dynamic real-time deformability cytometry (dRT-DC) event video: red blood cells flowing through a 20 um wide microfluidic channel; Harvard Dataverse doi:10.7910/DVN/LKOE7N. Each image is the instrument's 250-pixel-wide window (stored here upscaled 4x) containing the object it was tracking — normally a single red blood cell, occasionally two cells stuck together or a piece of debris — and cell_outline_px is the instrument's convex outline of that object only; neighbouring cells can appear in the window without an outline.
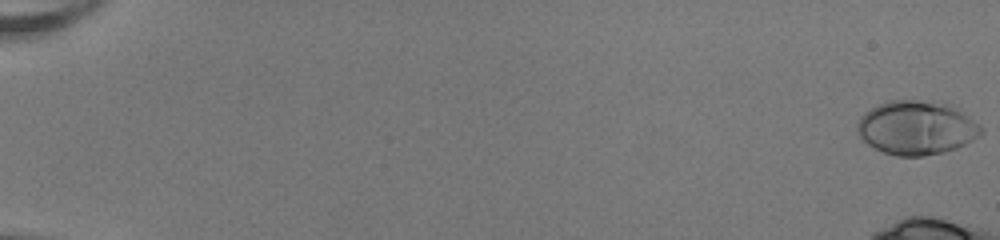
{"species": "human", "species_latin": "Homo sapiens", "temperature_condition": "room temperature", "stored_images_in_passage": 18, "camera_frame_rate_fps": 3000, "um_per_image_px": 0.085, "donor": {"sex": "female"}, "frame": {"image": 1, "passage_image": 1, "time_ms": 0.0, "image_size_px": [1000, 240], "cell_outline_px": [[984, 132], [980, 136], [956, 148], [944, 152], [924, 156], [896, 156], [884, 152], [868, 144], [856, 132], [856, 124], [860, 116], [864, 112], [876, 104], [888, 100], [940, 100], [952, 104], [980, 124], [984, 128]], "centroid_in_image_um": [77.92, 10.83], "position_along_channel_um": 7.1, "area_um2": 39.65}}
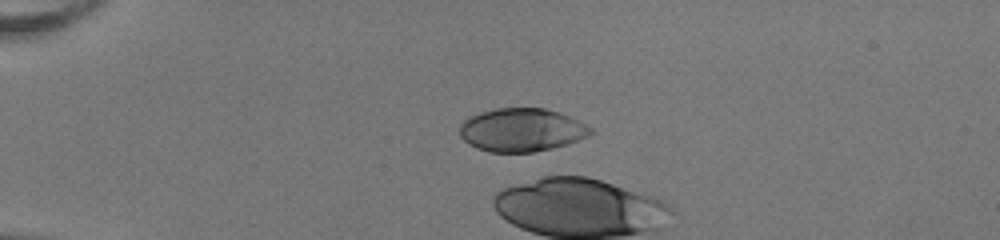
{"frame": {"image": 2, "passage_image": 15, "time_ms": 4.667, "image_size_px": [1000, 240], "cell_outline_px": [[592, 132], [588, 136], [568, 144], [552, 148], [532, 152], [488, 152], [476, 148], [468, 144], [460, 136], [460, 124], [464, 120], [480, 112], [496, 108], [544, 108], [560, 112], [592, 128]], "centroid_in_image_um": [44.31, 11.05], "position_along_channel_um": 40.7, "area_um2": 32.95}}